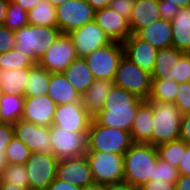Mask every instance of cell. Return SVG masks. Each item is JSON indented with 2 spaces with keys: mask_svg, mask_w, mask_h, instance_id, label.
Listing matches in <instances>:
<instances>
[{
  "mask_svg": "<svg viewBox=\"0 0 190 190\" xmlns=\"http://www.w3.org/2000/svg\"><path fill=\"white\" fill-rule=\"evenodd\" d=\"M143 101L136 94L113 85L103 109L93 118L102 126L131 132L138 106Z\"/></svg>",
  "mask_w": 190,
  "mask_h": 190,
  "instance_id": "1",
  "label": "cell"
},
{
  "mask_svg": "<svg viewBox=\"0 0 190 190\" xmlns=\"http://www.w3.org/2000/svg\"><path fill=\"white\" fill-rule=\"evenodd\" d=\"M123 156V180L137 188L149 180L154 181V167L159 159L156 146L150 143H133Z\"/></svg>",
  "mask_w": 190,
  "mask_h": 190,
  "instance_id": "2",
  "label": "cell"
},
{
  "mask_svg": "<svg viewBox=\"0 0 190 190\" xmlns=\"http://www.w3.org/2000/svg\"><path fill=\"white\" fill-rule=\"evenodd\" d=\"M14 32L16 37L15 50L29 57L35 64L61 34L58 28L31 24Z\"/></svg>",
  "mask_w": 190,
  "mask_h": 190,
  "instance_id": "3",
  "label": "cell"
},
{
  "mask_svg": "<svg viewBox=\"0 0 190 190\" xmlns=\"http://www.w3.org/2000/svg\"><path fill=\"white\" fill-rule=\"evenodd\" d=\"M132 144L130 132L102 126L94 118L91 121L87 133V151L124 155Z\"/></svg>",
  "mask_w": 190,
  "mask_h": 190,
  "instance_id": "4",
  "label": "cell"
},
{
  "mask_svg": "<svg viewBox=\"0 0 190 190\" xmlns=\"http://www.w3.org/2000/svg\"><path fill=\"white\" fill-rule=\"evenodd\" d=\"M152 79L174 80L178 84L190 82V53L175 47L158 49Z\"/></svg>",
  "mask_w": 190,
  "mask_h": 190,
  "instance_id": "5",
  "label": "cell"
},
{
  "mask_svg": "<svg viewBox=\"0 0 190 190\" xmlns=\"http://www.w3.org/2000/svg\"><path fill=\"white\" fill-rule=\"evenodd\" d=\"M153 132L152 145L175 141L180 138L182 114L170 102H152Z\"/></svg>",
  "mask_w": 190,
  "mask_h": 190,
  "instance_id": "6",
  "label": "cell"
},
{
  "mask_svg": "<svg viewBox=\"0 0 190 190\" xmlns=\"http://www.w3.org/2000/svg\"><path fill=\"white\" fill-rule=\"evenodd\" d=\"M113 83L136 94L139 98L147 100L151 92L152 76L124 55L118 65Z\"/></svg>",
  "mask_w": 190,
  "mask_h": 190,
  "instance_id": "7",
  "label": "cell"
},
{
  "mask_svg": "<svg viewBox=\"0 0 190 190\" xmlns=\"http://www.w3.org/2000/svg\"><path fill=\"white\" fill-rule=\"evenodd\" d=\"M123 56V44L121 42L112 41L111 43L91 52L84 59L96 80L113 81L118 65Z\"/></svg>",
  "mask_w": 190,
  "mask_h": 190,
  "instance_id": "8",
  "label": "cell"
},
{
  "mask_svg": "<svg viewBox=\"0 0 190 190\" xmlns=\"http://www.w3.org/2000/svg\"><path fill=\"white\" fill-rule=\"evenodd\" d=\"M85 155L95 182L109 184L124 179L123 155L97 151H87Z\"/></svg>",
  "mask_w": 190,
  "mask_h": 190,
  "instance_id": "9",
  "label": "cell"
},
{
  "mask_svg": "<svg viewBox=\"0 0 190 190\" xmlns=\"http://www.w3.org/2000/svg\"><path fill=\"white\" fill-rule=\"evenodd\" d=\"M87 133L74 132L51 125L49 127V136L53 155L58 160L85 155L87 152Z\"/></svg>",
  "mask_w": 190,
  "mask_h": 190,
  "instance_id": "10",
  "label": "cell"
},
{
  "mask_svg": "<svg viewBox=\"0 0 190 190\" xmlns=\"http://www.w3.org/2000/svg\"><path fill=\"white\" fill-rule=\"evenodd\" d=\"M58 162L54 155L31 152L25 163L29 190L47 189L56 178Z\"/></svg>",
  "mask_w": 190,
  "mask_h": 190,
  "instance_id": "11",
  "label": "cell"
},
{
  "mask_svg": "<svg viewBox=\"0 0 190 190\" xmlns=\"http://www.w3.org/2000/svg\"><path fill=\"white\" fill-rule=\"evenodd\" d=\"M56 13L57 28L67 34L94 21L95 17V10L86 0H68L56 8Z\"/></svg>",
  "mask_w": 190,
  "mask_h": 190,
  "instance_id": "12",
  "label": "cell"
},
{
  "mask_svg": "<svg viewBox=\"0 0 190 190\" xmlns=\"http://www.w3.org/2000/svg\"><path fill=\"white\" fill-rule=\"evenodd\" d=\"M76 58L77 52L67 33H61L37 62L50 73H62Z\"/></svg>",
  "mask_w": 190,
  "mask_h": 190,
  "instance_id": "13",
  "label": "cell"
},
{
  "mask_svg": "<svg viewBox=\"0 0 190 190\" xmlns=\"http://www.w3.org/2000/svg\"><path fill=\"white\" fill-rule=\"evenodd\" d=\"M76 49L78 58H85L91 52L112 42L95 21L68 33Z\"/></svg>",
  "mask_w": 190,
  "mask_h": 190,
  "instance_id": "14",
  "label": "cell"
},
{
  "mask_svg": "<svg viewBox=\"0 0 190 190\" xmlns=\"http://www.w3.org/2000/svg\"><path fill=\"white\" fill-rule=\"evenodd\" d=\"M93 117L82 102L57 105L52 125L74 132H88Z\"/></svg>",
  "mask_w": 190,
  "mask_h": 190,
  "instance_id": "15",
  "label": "cell"
},
{
  "mask_svg": "<svg viewBox=\"0 0 190 190\" xmlns=\"http://www.w3.org/2000/svg\"><path fill=\"white\" fill-rule=\"evenodd\" d=\"M14 135L21 140L31 152L53 155L49 136V127H43L25 120L14 124Z\"/></svg>",
  "mask_w": 190,
  "mask_h": 190,
  "instance_id": "16",
  "label": "cell"
},
{
  "mask_svg": "<svg viewBox=\"0 0 190 190\" xmlns=\"http://www.w3.org/2000/svg\"><path fill=\"white\" fill-rule=\"evenodd\" d=\"M56 178L79 188L95 182L86 155L59 160Z\"/></svg>",
  "mask_w": 190,
  "mask_h": 190,
  "instance_id": "17",
  "label": "cell"
},
{
  "mask_svg": "<svg viewBox=\"0 0 190 190\" xmlns=\"http://www.w3.org/2000/svg\"><path fill=\"white\" fill-rule=\"evenodd\" d=\"M56 107L57 104L47 94L25 98L21 120L38 126L50 127Z\"/></svg>",
  "mask_w": 190,
  "mask_h": 190,
  "instance_id": "18",
  "label": "cell"
},
{
  "mask_svg": "<svg viewBox=\"0 0 190 190\" xmlns=\"http://www.w3.org/2000/svg\"><path fill=\"white\" fill-rule=\"evenodd\" d=\"M124 55L139 68L152 74L158 49L132 34L123 43Z\"/></svg>",
  "mask_w": 190,
  "mask_h": 190,
  "instance_id": "19",
  "label": "cell"
},
{
  "mask_svg": "<svg viewBox=\"0 0 190 190\" xmlns=\"http://www.w3.org/2000/svg\"><path fill=\"white\" fill-rule=\"evenodd\" d=\"M94 21L112 41L123 43L132 35L129 21L109 7L95 11Z\"/></svg>",
  "mask_w": 190,
  "mask_h": 190,
  "instance_id": "20",
  "label": "cell"
},
{
  "mask_svg": "<svg viewBox=\"0 0 190 190\" xmlns=\"http://www.w3.org/2000/svg\"><path fill=\"white\" fill-rule=\"evenodd\" d=\"M135 35L156 49L172 47L173 30L171 21L165 19L154 20L152 24L139 30Z\"/></svg>",
  "mask_w": 190,
  "mask_h": 190,
  "instance_id": "21",
  "label": "cell"
},
{
  "mask_svg": "<svg viewBox=\"0 0 190 190\" xmlns=\"http://www.w3.org/2000/svg\"><path fill=\"white\" fill-rule=\"evenodd\" d=\"M153 108L152 101L144 100L137 109L131 129L133 143H150L152 145Z\"/></svg>",
  "mask_w": 190,
  "mask_h": 190,
  "instance_id": "22",
  "label": "cell"
},
{
  "mask_svg": "<svg viewBox=\"0 0 190 190\" xmlns=\"http://www.w3.org/2000/svg\"><path fill=\"white\" fill-rule=\"evenodd\" d=\"M159 0H135L134 8L129 19L132 34L152 24L161 18L158 8Z\"/></svg>",
  "mask_w": 190,
  "mask_h": 190,
  "instance_id": "23",
  "label": "cell"
},
{
  "mask_svg": "<svg viewBox=\"0 0 190 190\" xmlns=\"http://www.w3.org/2000/svg\"><path fill=\"white\" fill-rule=\"evenodd\" d=\"M46 94L57 105L81 102V95L62 73H50L49 88Z\"/></svg>",
  "mask_w": 190,
  "mask_h": 190,
  "instance_id": "24",
  "label": "cell"
},
{
  "mask_svg": "<svg viewBox=\"0 0 190 190\" xmlns=\"http://www.w3.org/2000/svg\"><path fill=\"white\" fill-rule=\"evenodd\" d=\"M62 74L81 96L96 80L84 58H76Z\"/></svg>",
  "mask_w": 190,
  "mask_h": 190,
  "instance_id": "25",
  "label": "cell"
},
{
  "mask_svg": "<svg viewBox=\"0 0 190 190\" xmlns=\"http://www.w3.org/2000/svg\"><path fill=\"white\" fill-rule=\"evenodd\" d=\"M114 83L111 80H95L88 90L81 96L84 109L94 117L104 106L105 98L112 89Z\"/></svg>",
  "mask_w": 190,
  "mask_h": 190,
  "instance_id": "26",
  "label": "cell"
},
{
  "mask_svg": "<svg viewBox=\"0 0 190 190\" xmlns=\"http://www.w3.org/2000/svg\"><path fill=\"white\" fill-rule=\"evenodd\" d=\"M172 47L190 53V6L180 8L171 21Z\"/></svg>",
  "mask_w": 190,
  "mask_h": 190,
  "instance_id": "27",
  "label": "cell"
},
{
  "mask_svg": "<svg viewBox=\"0 0 190 190\" xmlns=\"http://www.w3.org/2000/svg\"><path fill=\"white\" fill-rule=\"evenodd\" d=\"M29 76V68L0 69V93L24 95Z\"/></svg>",
  "mask_w": 190,
  "mask_h": 190,
  "instance_id": "28",
  "label": "cell"
},
{
  "mask_svg": "<svg viewBox=\"0 0 190 190\" xmlns=\"http://www.w3.org/2000/svg\"><path fill=\"white\" fill-rule=\"evenodd\" d=\"M23 95L0 93V123L15 124L21 120L24 106Z\"/></svg>",
  "mask_w": 190,
  "mask_h": 190,
  "instance_id": "29",
  "label": "cell"
},
{
  "mask_svg": "<svg viewBox=\"0 0 190 190\" xmlns=\"http://www.w3.org/2000/svg\"><path fill=\"white\" fill-rule=\"evenodd\" d=\"M50 72L38 64L29 68L28 82L24 93L25 98L41 96L49 88Z\"/></svg>",
  "mask_w": 190,
  "mask_h": 190,
  "instance_id": "30",
  "label": "cell"
},
{
  "mask_svg": "<svg viewBox=\"0 0 190 190\" xmlns=\"http://www.w3.org/2000/svg\"><path fill=\"white\" fill-rule=\"evenodd\" d=\"M28 24L57 28L56 8L48 0H41L28 12Z\"/></svg>",
  "mask_w": 190,
  "mask_h": 190,
  "instance_id": "31",
  "label": "cell"
},
{
  "mask_svg": "<svg viewBox=\"0 0 190 190\" xmlns=\"http://www.w3.org/2000/svg\"><path fill=\"white\" fill-rule=\"evenodd\" d=\"M178 86L179 84L174 80L152 79L151 92L147 100L174 103Z\"/></svg>",
  "mask_w": 190,
  "mask_h": 190,
  "instance_id": "32",
  "label": "cell"
},
{
  "mask_svg": "<svg viewBox=\"0 0 190 190\" xmlns=\"http://www.w3.org/2000/svg\"><path fill=\"white\" fill-rule=\"evenodd\" d=\"M187 143L181 139L157 145L158 156L172 166L178 167L185 153Z\"/></svg>",
  "mask_w": 190,
  "mask_h": 190,
  "instance_id": "33",
  "label": "cell"
},
{
  "mask_svg": "<svg viewBox=\"0 0 190 190\" xmlns=\"http://www.w3.org/2000/svg\"><path fill=\"white\" fill-rule=\"evenodd\" d=\"M0 181L17 187H25L29 189L28 174L25 164H6Z\"/></svg>",
  "mask_w": 190,
  "mask_h": 190,
  "instance_id": "34",
  "label": "cell"
},
{
  "mask_svg": "<svg viewBox=\"0 0 190 190\" xmlns=\"http://www.w3.org/2000/svg\"><path fill=\"white\" fill-rule=\"evenodd\" d=\"M31 154L29 148L15 135L8 143L5 156L8 164H25Z\"/></svg>",
  "mask_w": 190,
  "mask_h": 190,
  "instance_id": "35",
  "label": "cell"
},
{
  "mask_svg": "<svg viewBox=\"0 0 190 190\" xmlns=\"http://www.w3.org/2000/svg\"><path fill=\"white\" fill-rule=\"evenodd\" d=\"M3 25L13 31L28 25V12L10 0Z\"/></svg>",
  "mask_w": 190,
  "mask_h": 190,
  "instance_id": "36",
  "label": "cell"
},
{
  "mask_svg": "<svg viewBox=\"0 0 190 190\" xmlns=\"http://www.w3.org/2000/svg\"><path fill=\"white\" fill-rule=\"evenodd\" d=\"M35 63L24 54L12 49L6 53L0 54V69H20L30 68Z\"/></svg>",
  "mask_w": 190,
  "mask_h": 190,
  "instance_id": "37",
  "label": "cell"
},
{
  "mask_svg": "<svg viewBox=\"0 0 190 190\" xmlns=\"http://www.w3.org/2000/svg\"><path fill=\"white\" fill-rule=\"evenodd\" d=\"M179 178L178 168L160 158L154 167V180L176 183Z\"/></svg>",
  "mask_w": 190,
  "mask_h": 190,
  "instance_id": "38",
  "label": "cell"
},
{
  "mask_svg": "<svg viewBox=\"0 0 190 190\" xmlns=\"http://www.w3.org/2000/svg\"><path fill=\"white\" fill-rule=\"evenodd\" d=\"M178 88L174 104L183 115L190 112V82L180 83Z\"/></svg>",
  "mask_w": 190,
  "mask_h": 190,
  "instance_id": "39",
  "label": "cell"
},
{
  "mask_svg": "<svg viewBox=\"0 0 190 190\" xmlns=\"http://www.w3.org/2000/svg\"><path fill=\"white\" fill-rule=\"evenodd\" d=\"M16 37L13 30L8 29L4 25H0V54L15 49Z\"/></svg>",
  "mask_w": 190,
  "mask_h": 190,
  "instance_id": "40",
  "label": "cell"
},
{
  "mask_svg": "<svg viewBox=\"0 0 190 190\" xmlns=\"http://www.w3.org/2000/svg\"><path fill=\"white\" fill-rule=\"evenodd\" d=\"M135 0H112L109 8L129 21Z\"/></svg>",
  "mask_w": 190,
  "mask_h": 190,
  "instance_id": "41",
  "label": "cell"
},
{
  "mask_svg": "<svg viewBox=\"0 0 190 190\" xmlns=\"http://www.w3.org/2000/svg\"><path fill=\"white\" fill-rule=\"evenodd\" d=\"M158 8L160 11L161 19H165L167 21H172L180 9L176 5H172L171 3H166V0H159Z\"/></svg>",
  "mask_w": 190,
  "mask_h": 190,
  "instance_id": "42",
  "label": "cell"
},
{
  "mask_svg": "<svg viewBox=\"0 0 190 190\" xmlns=\"http://www.w3.org/2000/svg\"><path fill=\"white\" fill-rule=\"evenodd\" d=\"M14 136V125L0 123V151H5Z\"/></svg>",
  "mask_w": 190,
  "mask_h": 190,
  "instance_id": "43",
  "label": "cell"
},
{
  "mask_svg": "<svg viewBox=\"0 0 190 190\" xmlns=\"http://www.w3.org/2000/svg\"><path fill=\"white\" fill-rule=\"evenodd\" d=\"M138 190H176V184L168 181L149 180L142 184Z\"/></svg>",
  "mask_w": 190,
  "mask_h": 190,
  "instance_id": "44",
  "label": "cell"
},
{
  "mask_svg": "<svg viewBox=\"0 0 190 190\" xmlns=\"http://www.w3.org/2000/svg\"><path fill=\"white\" fill-rule=\"evenodd\" d=\"M179 139L190 144V112L182 115Z\"/></svg>",
  "mask_w": 190,
  "mask_h": 190,
  "instance_id": "45",
  "label": "cell"
},
{
  "mask_svg": "<svg viewBox=\"0 0 190 190\" xmlns=\"http://www.w3.org/2000/svg\"><path fill=\"white\" fill-rule=\"evenodd\" d=\"M177 168L179 175H190V144H187L185 153Z\"/></svg>",
  "mask_w": 190,
  "mask_h": 190,
  "instance_id": "46",
  "label": "cell"
},
{
  "mask_svg": "<svg viewBox=\"0 0 190 190\" xmlns=\"http://www.w3.org/2000/svg\"><path fill=\"white\" fill-rule=\"evenodd\" d=\"M81 188L72 185L70 182L61 181L57 178L47 187V190H80Z\"/></svg>",
  "mask_w": 190,
  "mask_h": 190,
  "instance_id": "47",
  "label": "cell"
},
{
  "mask_svg": "<svg viewBox=\"0 0 190 190\" xmlns=\"http://www.w3.org/2000/svg\"><path fill=\"white\" fill-rule=\"evenodd\" d=\"M106 190H138L137 187L132 186L125 180L106 184Z\"/></svg>",
  "mask_w": 190,
  "mask_h": 190,
  "instance_id": "48",
  "label": "cell"
},
{
  "mask_svg": "<svg viewBox=\"0 0 190 190\" xmlns=\"http://www.w3.org/2000/svg\"><path fill=\"white\" fill-rule=\"evenodd\" d=\"M176 190H190V175H179Z\"/></svg>",
  "mask_w": 190,
  "mask_h": 190,
  "instance_id": "49",
  "label": "cell"
},
{
  "mask_svg": "<svg viewBox=\"0 0 190 190\" xmlns=\"http://www.w3.org/2000/svg\"><path fill=\"white\" fill-rule=\"evenodd\" d=\"M14 3L18 4L21 8H23L26 12H29L33 9L38 2L41 0H12Z\"/></svg>",
  "mask_w": 190,
  "mask_h": 190,
  "instance_id": "50",
  "label": "cell"
},
{
  "mask_svg": "<svg viewBox=\"0 0 190 190\" xmlns=\"http://www.w3.org/2000/svg\"><path fill=\"white\" fill-rule=\"evenodd\" d=\"M88 4L95 10L108 7L112 0H86Z\"/></svg>",
  "mask_w": 190,
  "mask_h": 190,
  "instance_id": "51",
  "label": "cell"
},
{
  "mask_svg": "<svg viewBox=\"0 0 190 190\" xmlns=\"http://www.w3.org/2000/svg\"><path fill=\"white\" fill-rule=\"evenodd\" d=\"M10 0H0V25H3Z\"/></svg>",
  "mask_w": 190,
  "mask_h": 190,
  "instance_id": "52",
  "label": "cell"
},
{
  "mask_svg": "<svg viewBox=\"0 0 190 190\" xmlns=\"http://www.w3.org/2000/svg\"><path fill=\"white\" fill-rule=\"evenodd\" d=\"M80 190H106V184L93 182L92 184L82 187Z\"/></svg>",
  "mask_w": 190,
  "mask_h": 190,
  "instance_id": "53",
  "label": "cell"
},
{
  "mask_svg": "<svg viewBox=\"0 0 190 190\" xmlns=\"http://www.w3.org/2000/svg\"><path fill=\"white\" fill-rule=\"evenodd\" d=\"M166 3H171L179 8L190 6V0H166Z\"/></svg>",
  "mask_w": 190,
  "mask_h": 190,
  "instance_id": "54",
  "label": "cell"
},
{
  "mask_svg": "<svg viewBox=\"0 0 190 190\" xmlns=\"http://www.w3.org/2000/svg\"><path fill=\"white\" fill-rule=\"evenodd\" d=\"M0 190H29L25 187H17L16 185L6 184L0 181Z\"/></svg>",
  "mask_w": 190,
  "mask_h": 190,
  "instance_id": "55",
  "label": "cell"
},
{
  "mask_svg": "<svg viewBox=\"0 0 190 190\" xmlns=\"http://www.w3.org/2000/svg\"><path fill=\"white\" fill-rule=\"evenodd\" d=\"M7 161H6V156H5V151H0V177L1 174L6 167Z\"/></svg>",
  "mask_w": 190,
  "mask_h": 190,
  "instance_id": "56",
  "label": "cell"
},
{
  "mask_svg": "<svg viewBox=\"0 0 190 190\" xmlns=\"http://www.w3.org/2000/svg\"><path fill=\"white\" fill-rule=\"evenodd\" d=\"M55 8H57L58 6L63 5L64 3H66L68 0H48Z\"/></svg>",
  "mask_w": 190,
  "mask_h": 190,
  "instance_id": "57",
  "label": "cell"
}]
</instances>
